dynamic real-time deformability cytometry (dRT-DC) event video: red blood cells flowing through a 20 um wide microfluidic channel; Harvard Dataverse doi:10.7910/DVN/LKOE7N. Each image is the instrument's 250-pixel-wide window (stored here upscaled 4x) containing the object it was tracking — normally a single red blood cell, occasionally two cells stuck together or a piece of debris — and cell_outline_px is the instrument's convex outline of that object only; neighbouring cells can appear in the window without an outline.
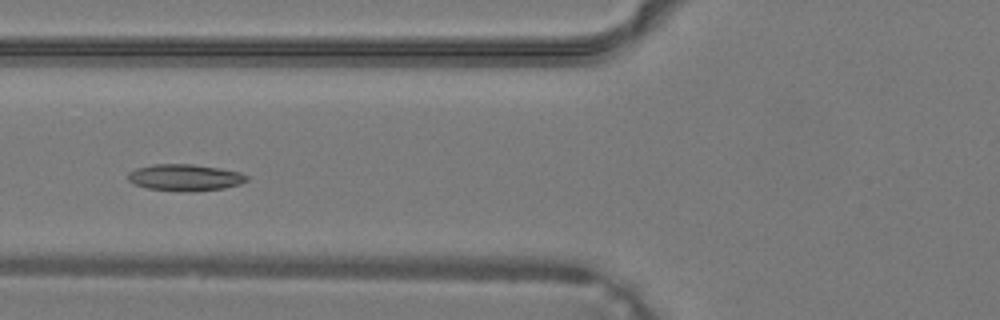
{"species": "common noctule bat (a hibernating species)", "species_latin": "Nyctalus noctula", "temperature_condition": "warm", "stored_images_in_passage": 30, "camera_frame_rate_fps": 3000, "um_per_image_px": 0.085, "animal": {"sex": "male", "body_mass_g": 19.2, "forearm_length_mm": 51.8}, "frame": {"image": 1, "passage_image": 13, "time_ms": 4.0, "image_size_px": [1000, 320], "cell_outline_px": [[248, 180], [240, 184], [224, 188], [188, 192], [184, 192], [148, 188], [136, 184], [128, 180], [128, 172], [136, 168], [152, 164], [192, 164], [220, 168], [240, 172], [248, 176]], "centroid_in_image_um": [15.73, 15.08], "position_along_channel_um": 110.1, "area_um2": 18.44}}
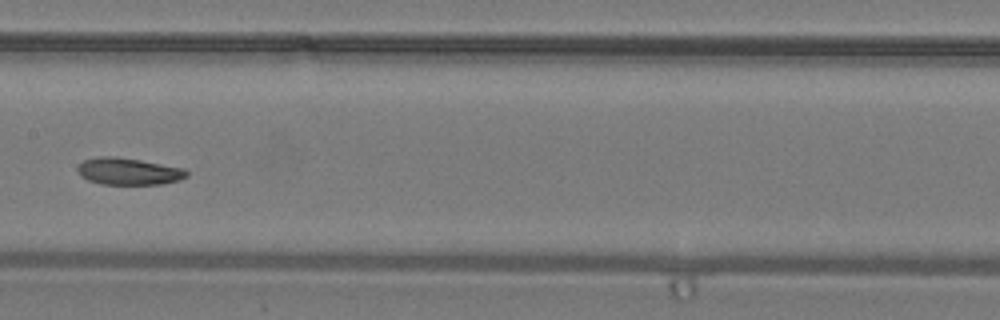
{"frame": {"image": 2, "passage_image": 18, "time_ms": 5.667, "image_size_px": [1000, 320], "cell_outline_px": [[188, 176], [180, 180], [160, 184], [100, 184], [88, 180], [80, 176], [76, 168], [84, 160], [96, 156], [112, 156], [140, 160], [184, 168], [188, 172]], "centroid_in_image_um": [10.91, 14.56], "position_along_channel_um": 196.5, "area_um2": 17.17}}
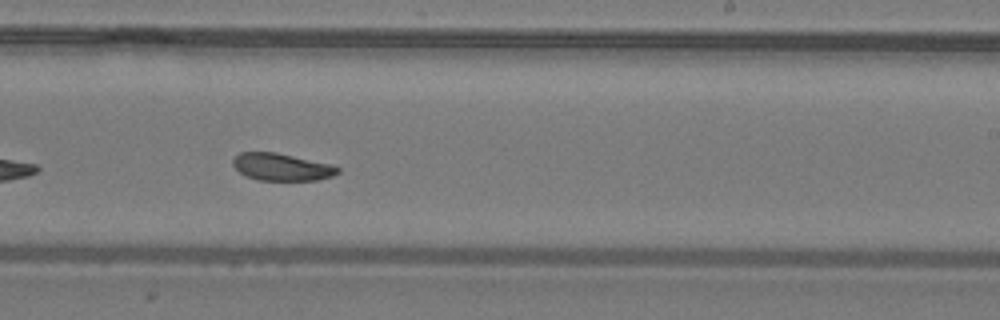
{"frame": {"image": 3, "passage_image": 22, "time_ms": 7.0, "image_size_px": [1000, 320], "cell_outline_px": [[340, 172], [332, 176], [316, 180], [260, 180], [248, 176], [240, 172], [232, 164], [232, 160], [240, 152], [276, 152], [328, 164], [340, 168]], "centroid_in_image_um": [23.93, 14.19], "position_along_channel_um": 265.1, "area_um2": 16.36}}